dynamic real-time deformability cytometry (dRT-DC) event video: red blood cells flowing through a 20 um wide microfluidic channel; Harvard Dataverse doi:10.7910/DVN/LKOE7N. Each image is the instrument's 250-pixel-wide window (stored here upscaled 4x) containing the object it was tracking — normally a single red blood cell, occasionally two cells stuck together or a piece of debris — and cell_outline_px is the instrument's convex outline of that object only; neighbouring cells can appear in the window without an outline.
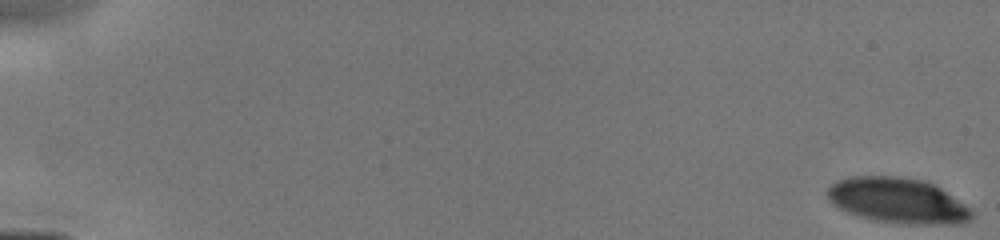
{"species": "human", "species_latin": "Homo sapiens", "temperature_condition": "cold", "stored_images_in_passage": 19, "camera_frame_rate_fps": 3000, "um_per_image_px": 0.085, "donor": {"sex": "male"}, "frame": {"image": 1, "passage_image": 1, "time_ms": 0.0, "image_size_px": [1000, 240], "cell_outline_px": [[972, 220], [956, 224], [900, 224], [872, 220], [848, 212], [832, 204], [828, 196], [828, 188], [836, 180], [852, 176], [896, 176], [924, 180], [940, 188], [968, 208], [972, 212]], "centroid_in_image_um": [76.28, 17.05], "position_along_channel_um": 8.7, "area_um2": 37.92}}
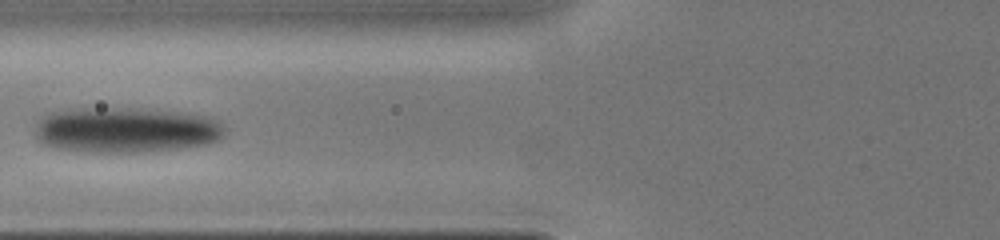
{"frame": {"image": 2, "passage_image": 17, "time_ms": 6.667, "image_size_px": [1000, 240], "cell_outline_px": [[228, 128], [224, 136], [220, 140], [204, 144], [180, 148], [136, 152], [92, 152], [56, 148], [44, 144], [36, 140], [36, 124], [40, 116], [48, 112], [72, 108], [136, 108], [188, 112], [212, 116], [220, 120]], "centroid_in_image_um": [10.75, 11.02], "position_along_channel_um": 115.1, "area_um2": 51.27}}
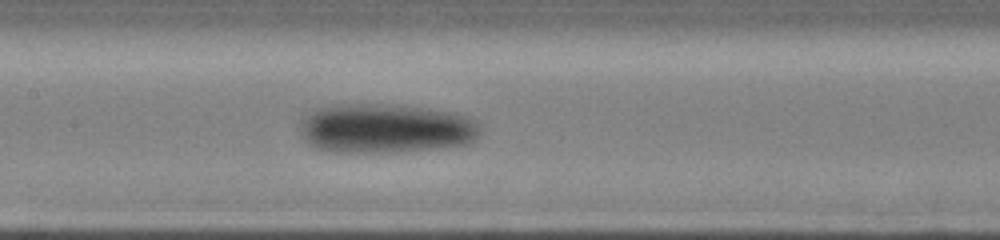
{"frame": {"image": 3, "passage_image": 19, "time_ms": 8.0, "image_size_px": [1000, 240], "cell_outline_px": [[480, 132], [468, 144], [440, 148], [396, 152], [336, 152], [316, 148], [304, 140], [300, 132], [300, 116], [304, 112], [316, 108], [332, 104], [388, 104], [420, 108], [448, 112], [468, 116], [476, 120], [480, 128]], "centroid_in_image_um": [32.69, 10.91], "position_along_channel_um": 174.7, "area_um2": 52.37}}